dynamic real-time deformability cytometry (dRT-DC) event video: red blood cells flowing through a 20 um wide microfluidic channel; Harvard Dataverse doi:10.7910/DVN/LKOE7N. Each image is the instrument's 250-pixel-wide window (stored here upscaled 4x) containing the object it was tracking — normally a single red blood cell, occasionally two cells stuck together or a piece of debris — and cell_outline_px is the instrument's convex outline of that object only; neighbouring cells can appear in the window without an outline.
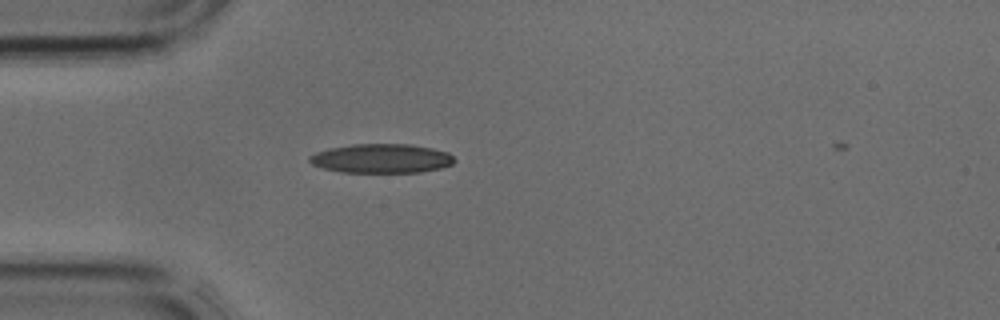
{"species": "common noctule bat (a hibernating species)", "species_latin": "Nyctalus noctula", "temperature_condition": "cold", "stored_images_in_passage": 30, "camera_frame_rate_fps": 3000, "um_per_image_px": 0.085, "animal": {"sex": "male", "body_mass_g": 17.9, "forearm_length_mm": 54.2}, "frame": {"image": 1, "passage_image": 1, "time_ms": 0.0, "image_size_px": [1000, 320], "cell_outline_px": [[456, 160], [452, 164], [440, 168], [420, 172], [340, 172], [324, 168], [312, 164], [308, 160], [308, 156], [316, 152], [328, 148], [352, 144], [408, 144], [432, 148], [448, 152]], "centroid_in_image_um": [32.41, 13.46], "position_along_channel_um": 52.6, "area_um2": 24.62}}
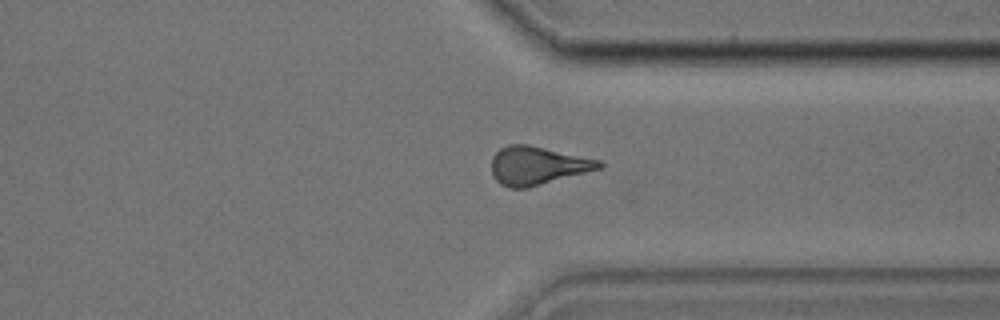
{"frame": {"image": 2, "passage_image": 21, "time_ms": 6.667, "image_size_px": [1000, 320], "cell_outline_px": [[604, 164], [600, 168], [528, 188], [508, 188], [500, 184], [492, 176], [492, 156], [500, 148], [508, 144], [528, 144], [600, 160]], "centroid_in_image_um": [45.64, 14.07], "position_along_channel_um": 365.8, "area_um2": 23.93}}
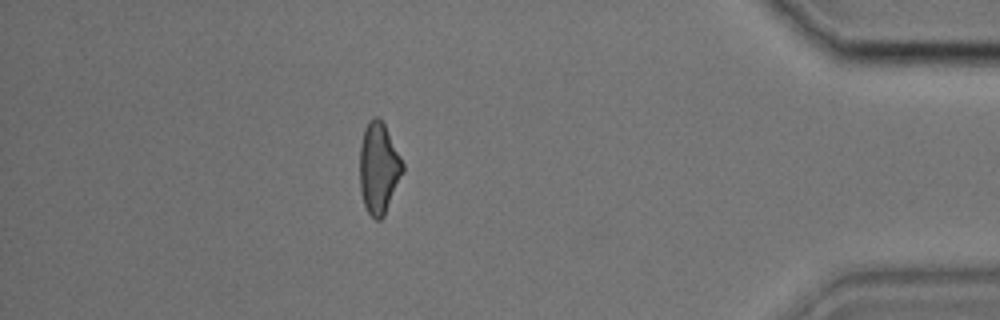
{"frame": {"image": 3, "passage_image": 26, "time_ms": 8.333, "image_size_px": [1000, 320], "cell_outline_px": [[404, 172], [384, 216], [380, 220], [376, 220], [368, 212], [364, 204], [360, 188], [360, 144], [364, 128], [368, 120], [372, 116], [376, 116], [384, 124], [404, 164]], "centroid_in_image_um": [32.19, 14.28], "position_along_channel_um": 403.0, "area_um2": 22.83}}